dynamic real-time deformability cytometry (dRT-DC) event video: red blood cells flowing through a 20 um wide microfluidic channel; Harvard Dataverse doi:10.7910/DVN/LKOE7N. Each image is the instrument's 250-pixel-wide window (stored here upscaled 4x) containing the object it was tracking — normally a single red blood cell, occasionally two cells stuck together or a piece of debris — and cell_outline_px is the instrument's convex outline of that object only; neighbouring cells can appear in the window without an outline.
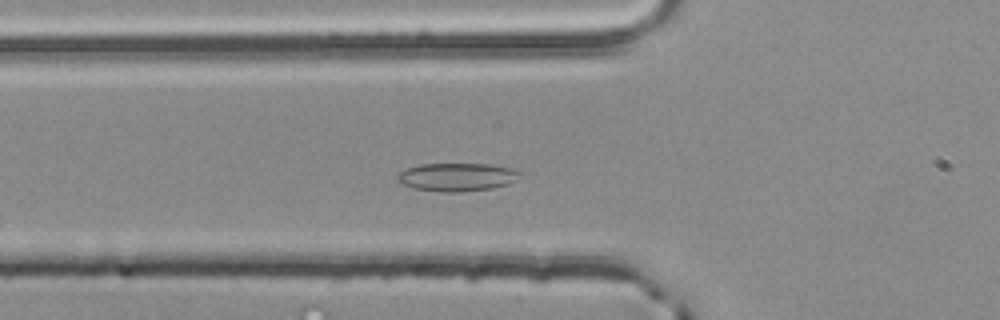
{"species": "common noctule bat (a hibernating species)", "species_latin": "Nyctalus noctula", "temperature_condition": "room temperature", "stored_images_in_passage": 45, "camera_frame_rate_fps": 3000, "um_per_image_px": 0.085, "animal": {"sex": "male", "body_mass_g": 20.4}, "frame": {"image": 1, "passage_image": 10, "time_ms": 3.0, "image_size_px": [1000, 320], "cell_outline_px": [[524, 172], [516, 180], [508, 184], [492, 188], [460, 192], [444, 192], [416, 188], [404, 184], [396, 180], [396, 176], [400, 172], [408, 168], [420, 164], [488, 164], [512, 168]], "centroid_in_image_um": [38.89, 15.04], "position_along_channel_um": 86.9, "area_um2": 20.06}}
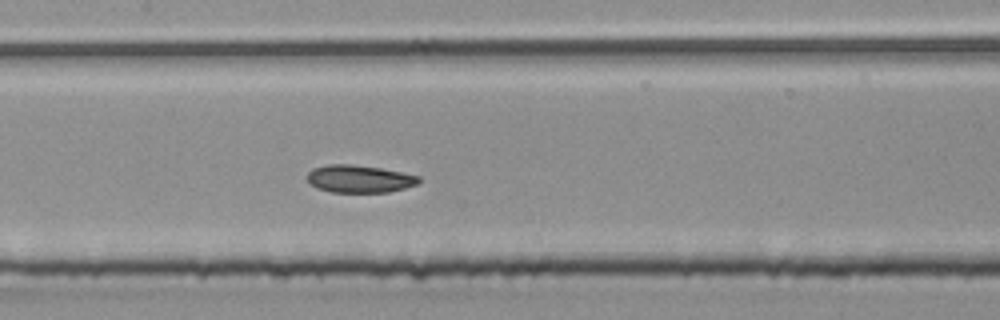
{"frame": {"image": 2, "passage_image": 17, "time_ms": 5.333, "image_size_px": [1000, 320], "cell_outline_px": [[420, 180], [416, 184], [404, 188], [388, 192], [332, 192], [316, 188], [308, 180], [308, 172], [312, 168], [328, 164], [352, 164], [380, 168], [420, 176]], "centroid_in_image_um": [30.52, 15.2], "position_along_channel_um": 176.9, "area_um2": 17.8}}
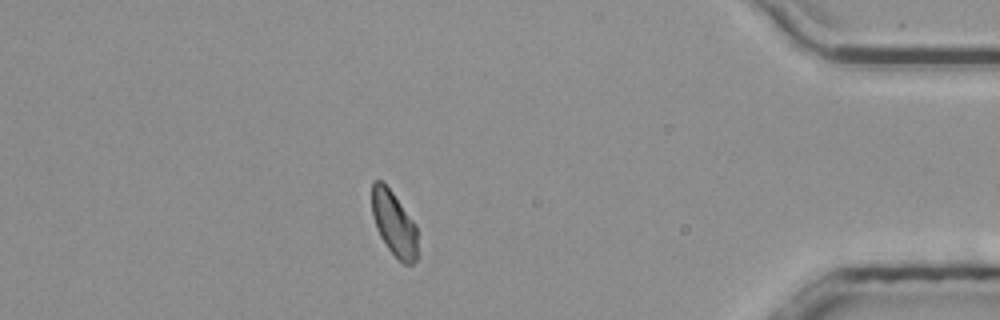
{"frame": {"image": 3, "passage_image": 38, "time_ms": 12.333, "image_size_px": [1000, 320], "cell_outline_px": [[416, 260], [412, 264], [404, 264], [388, 248], [380, 236], [376, 228], [372, 216], [372, 180], [380, 180], [392, 192], [416, 224]], "centroid_in_image_um": [33.47, 18.99], "position_along_channel_um": 401.7, "area_um2": 16.94}, "authors_computed_cell_mechanics": {"area_um2": 18.1492, "velocity_mm_per_s": 3.8463, "shape_relaxation_time_tau1_ms": 10.1229, "shape_relaxation_time_tau2_ms": 2.3496, "deformation_change_tau1": 0.1123, "deformation_change_tau2": 0.0569}}